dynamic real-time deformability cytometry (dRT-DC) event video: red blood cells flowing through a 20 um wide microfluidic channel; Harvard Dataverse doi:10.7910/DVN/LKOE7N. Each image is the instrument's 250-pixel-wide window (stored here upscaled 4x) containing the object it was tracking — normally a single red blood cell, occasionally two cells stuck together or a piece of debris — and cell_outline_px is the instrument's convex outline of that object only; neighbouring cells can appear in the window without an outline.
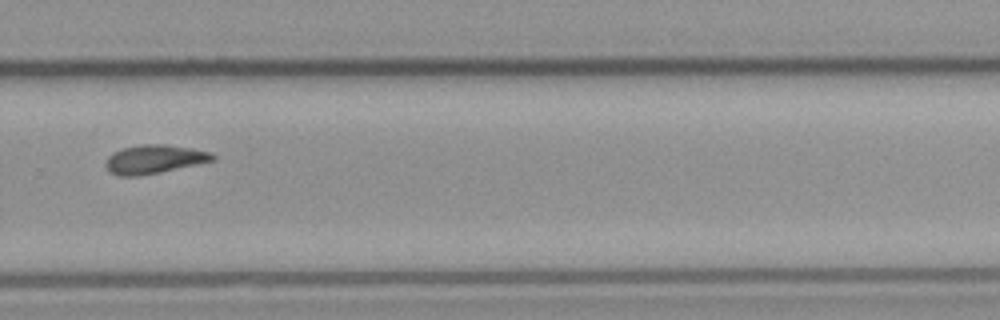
{"species": "common noctule bat (a hibernating species)", "species_latin": "Nyctalus noctula", "temperature_condition": "cold", "stored_images_in_passage": 14, "camera_frame_rate_fps": 3000, "um_per_image_px": 0.085, "animal": {"sex": "male", "body_mass_g": 23.1, "forearm_length_mm": 52.7}, "frame": {"image": 1, "passage_image": 10, "time_ms": 11.333, "image_size_px": [1000, 320], "cell_outline_px": [[216, 160], [160, 172], [140, 176], [116, 176], [108, 172], [104, 164], [108, 156], [124, 148], [140, 144], [164, 144], [192, 148], [212, 152], [216, 156]], "centroid_in_image_um": [13.11, 13.54], "position_along_channel_um": 316.7, "area_um2": 18.03}, "authors_computed_cell_mechanics": {"area_um2": 17.6579, "velocity_mm_per_s": 3.6759, "shape_relaxation_time_tau1_ms": null, "shape_relaxation_time_tau2_ms": 8.0609, "deformation_change_tau1": null, "deformation_change_tau2": 0.1193}}